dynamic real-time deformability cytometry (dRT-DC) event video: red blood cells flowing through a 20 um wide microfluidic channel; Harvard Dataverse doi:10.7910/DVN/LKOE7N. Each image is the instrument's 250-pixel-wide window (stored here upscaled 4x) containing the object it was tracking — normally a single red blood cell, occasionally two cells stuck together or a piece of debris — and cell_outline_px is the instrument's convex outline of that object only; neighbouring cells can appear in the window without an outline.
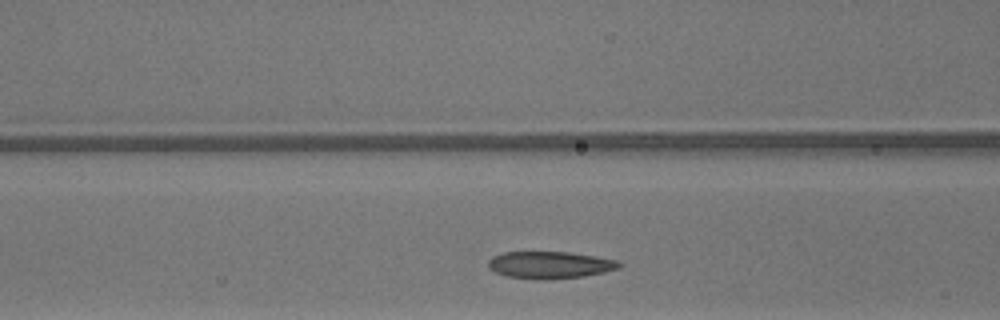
{"species": "common noctule bat (a hibernating species)", "species_latin": "Nyctalus noctula", "temperature_condition": "warm", "stored_images_in_passage": 12, "camera_frame_rate_fps": 3000, "um_per_image_px": 0.085, "animal": {"sex": "male", "body_mass_g": 13.3}, "frame": {"image": 1, "passage_image": 7, "time_ms": 2.0, "image_size_px": [1000, 320], "cell_outline_px": [[624, 264], [620, 268], [604, 272], [584, 276], [544, 280], [508, 276], [496, 272], [488, 268], [488, 260], [492, 256], [504, 252], [568, 252], [596, 256], [620, 260]], "centroid_in_image_um": [46.79, 22.51], "position_along_channel_um": 119.8, "area_um2": 20.81}}
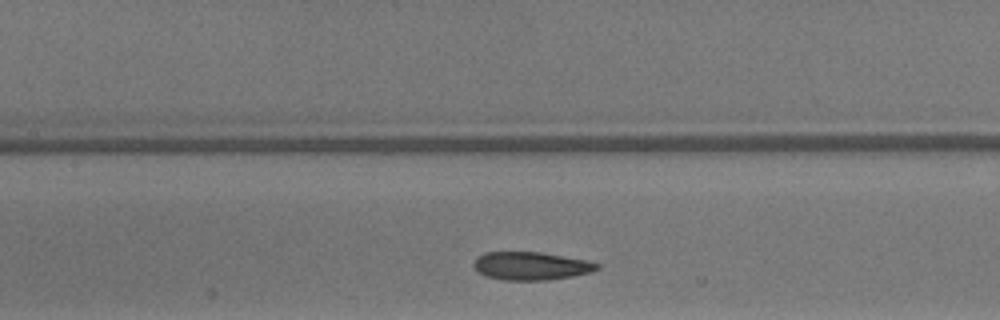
{"frame": {"image": 2, "passage_image": 10, "time_ms": 3.0, "image_size_px": [1000, 320], "cell_outline_px": [[600, 268], [592, 272], [572, 276], [548, 280], [504, 280], [488, 276], [476, 272], [472, 264], [484, 252], [540, 252], [584, 260], [600, 264]], "centroid_in_image_um": [45.13, 22.61], "position_along_channel_um": 162.3, "area_um2": 20.06}}